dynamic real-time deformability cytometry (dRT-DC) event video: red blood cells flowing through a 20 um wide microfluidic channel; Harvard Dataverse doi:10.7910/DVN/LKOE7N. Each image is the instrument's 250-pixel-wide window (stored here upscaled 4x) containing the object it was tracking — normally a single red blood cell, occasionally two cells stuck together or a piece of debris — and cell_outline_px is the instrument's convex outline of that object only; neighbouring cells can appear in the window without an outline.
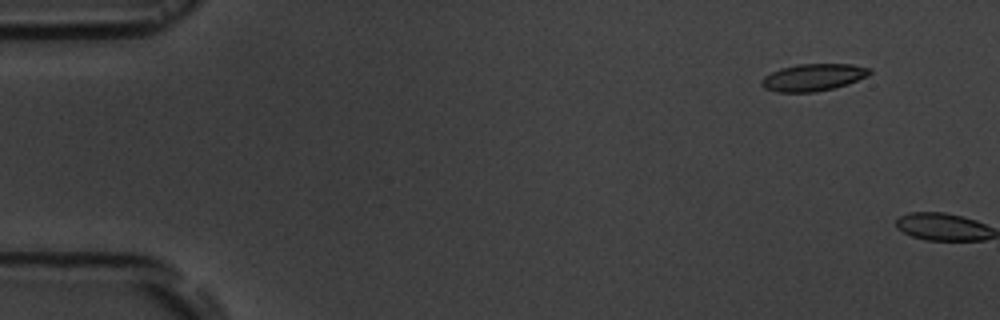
{"species": "common noctule bat (a hibernating species)", "species_latin": "Nyctalus noctula", "temperature_condition": "room temperature", "stored_images_in_passage": 2, "camera_frame_rate_fps": 3000, "um_per_image_px": 0.085, "animal": {"sex": "male", "body_mass_g": 19.5, "forearm_length_mm": 54.6}, "frame": {"image": 1, "passage_image": 1, "time_ms": 0.0, "image_size_px": [1000, 320], "cell_outline_px": [[872, 72], [868, 76], [848, 84], [816, 92], [776, 92], [764, 88], [760, 84], [760, 80], [764, 76], [780, 68], [796, 64], [852, 64], [872, 68]], "centroid_in_image_um": [69.12, 6.57], "position_along_channel_um": 15.9, "area_um2": 17.28}}